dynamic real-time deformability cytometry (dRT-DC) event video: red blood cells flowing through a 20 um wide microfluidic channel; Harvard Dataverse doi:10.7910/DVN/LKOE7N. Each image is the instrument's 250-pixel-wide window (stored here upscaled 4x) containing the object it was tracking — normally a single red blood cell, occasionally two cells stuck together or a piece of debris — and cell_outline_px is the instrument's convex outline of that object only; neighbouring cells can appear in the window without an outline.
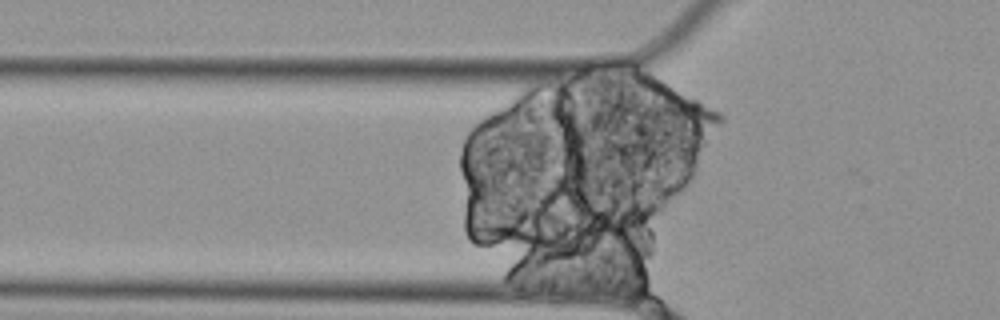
{"species": "Egyptian fruit bat (a non-hibernating species)", "species_latin": "Rousettus aegyptiacus", "temperature_condition": "cold", "stored_images_in_passage": 6, "camera_frame_rate_fps": 3000, "um_per_image_px": 0.085, "animal": {"sex": "female"}, "frame": {"image": 1, "passage_image": 6, "time_ms": 1.667, "image_size_px": [1000, 320], "cell_outline_px": [[724, 120], [720, 124], [696, 128], [684, 128], [652, 116], [652, 112], [656, 108], [676, 96], [700, 100], [720, 112], [724, 116]], "centroid_in_image_um": [58.5, 9.63], "position_along_channel_um": 67.3, "area_um2": 11.16}}